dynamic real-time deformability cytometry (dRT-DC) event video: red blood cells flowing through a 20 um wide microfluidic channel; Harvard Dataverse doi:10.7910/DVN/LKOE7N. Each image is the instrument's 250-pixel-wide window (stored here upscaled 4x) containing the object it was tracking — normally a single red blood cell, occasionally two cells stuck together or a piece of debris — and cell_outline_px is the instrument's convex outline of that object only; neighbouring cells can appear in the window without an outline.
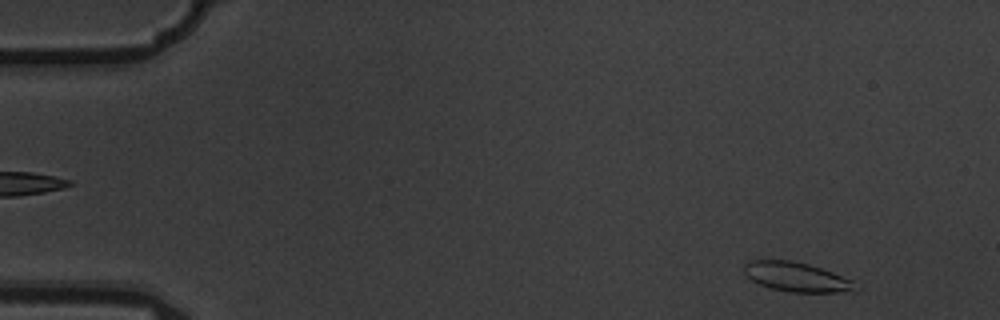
{"species": "common noctule bat (a hibernating species)", "species_latin": "Nyctalus noctula", "temperature_condition": "warm", "stored_images_in_passage": 5, "camera_frame_rate_fps": 3000, "um_per_image_px": 0.085, "animal": {"sex": "male", "body_mass_g": 19.5, "forearm_length_mm": 54.6}, "frame": {"image": 1, "passage_image": 1, "time_ms": 0.0, "image_size_px": [1000, 320], "cell_outline_px": [[860, 288], [852, 292], [788, 292], [772, 288], [760, 284], [744, 276], [744, 264], [752, 260], [792, 260], [808, 264], [832, 272], [852, 280]], "centroid_in_image_um": [67.72, 23.55], "position_along_channel_um": 17.3, "area_um2": 19.13}}